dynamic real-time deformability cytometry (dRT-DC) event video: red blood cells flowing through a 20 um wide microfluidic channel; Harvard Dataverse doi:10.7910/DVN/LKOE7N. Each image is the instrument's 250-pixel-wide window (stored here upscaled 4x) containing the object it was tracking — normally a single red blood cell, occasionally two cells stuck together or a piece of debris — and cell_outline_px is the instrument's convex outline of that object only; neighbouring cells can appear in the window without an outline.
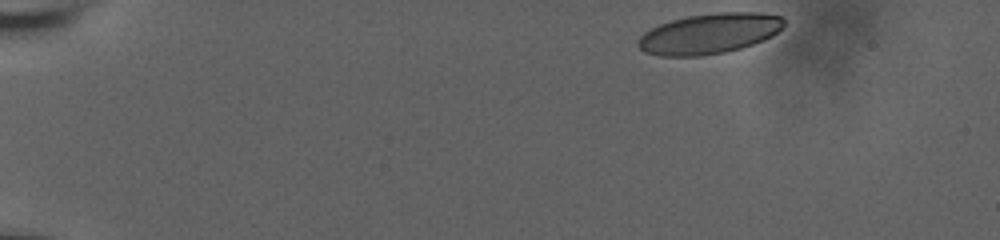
{"species": "human", "species_latin": "Homo sapiens", "temperature_condition": "room temperature", "stored_images_in_passage": 19, "camera_frame_rate_fps": 3000, "um_per_image_px": 0.085, "donor": {"sex": "male"}, "frame": {"image": 1, "passage_image": 1, "time_ms": 0.0, "image_size_px": [1000, 240], "cell_outline_px": [[784, 24], [772, 36], [764, 40], [740, 48], [724, 52], [700, 56], [660, 56], [644, 52], [636, 44], [636, 40], [644, 32], [660, 24], [672, 20], [688, 16], [716, 12], [760, 12], [784, 16]], "centroid_in_image_um": [60.28, 2.85], "position_along_channel_um": 24.7, "area_um2": 34.39}}
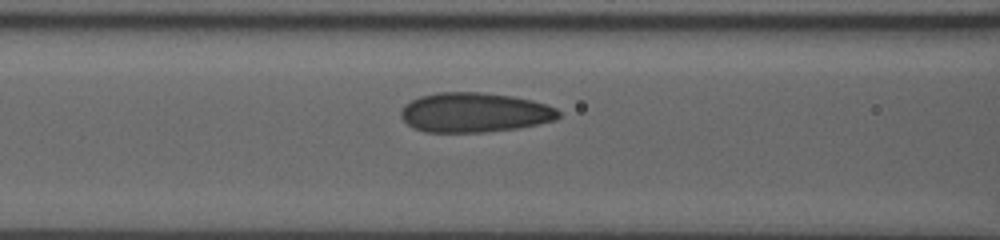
{"frame": {"image": 2, "passage_image": 11, "time_ms": 3.333, "image_size_px": [1000, 240], "cell_outline_px": [[560, 116], [556, 120], [516, 128], [484, 132], [424, 132], [412, 128], [400, 116], [400, 112], [404, 104], [420, 96], [436, 92], [480, 92], [512, 96], [532, 100], [556, 108], [560, 112]], "centroid_in_image_um": [40.3, 9.56], "position_along_channel_um": 126.3, "area_um2": 36.47}}
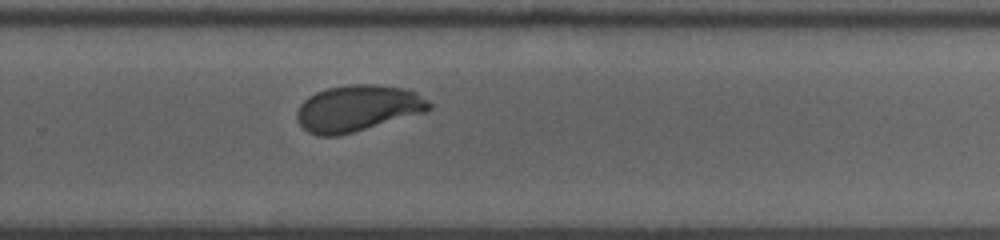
{"frame": {"image": 3, "passage_image": 19, "time_ms": 6.0, "image_size_px": [1000, 240], "cell_outline_px": [[432, 108], [424, 112], [352, 132], [336, 136], [316, 136], [308, 132], [300, 124], [296, 116], [296, 112], [300, 104], [308, 96], [316, 92], [328, 88], [348, 84], [376, 84], [404, 88], [416, 92], [428, 100], [432, 104]], "centroid_in_image_um": [30.38, 9.19], "position_along_channel_um": 299.4, "area_um2": 35.55}}